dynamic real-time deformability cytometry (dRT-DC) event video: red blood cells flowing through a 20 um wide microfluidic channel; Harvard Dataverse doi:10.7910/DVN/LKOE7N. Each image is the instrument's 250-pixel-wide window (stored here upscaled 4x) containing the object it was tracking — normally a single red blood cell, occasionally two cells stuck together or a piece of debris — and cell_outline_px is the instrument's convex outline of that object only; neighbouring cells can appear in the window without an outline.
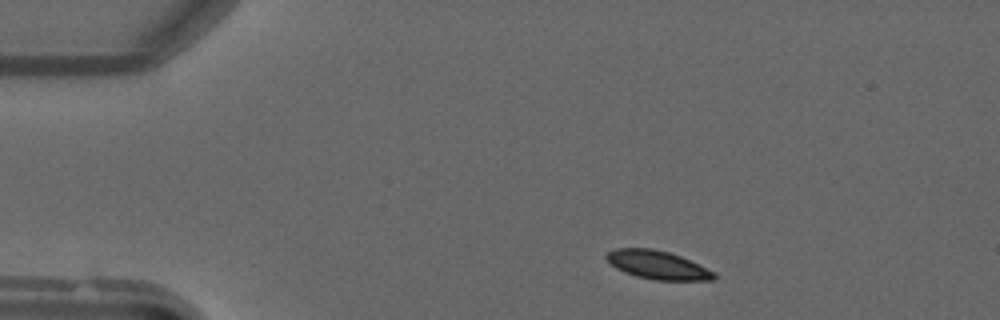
{"species": "common noctule bat (a hibernating species)", "species_latin": "Nyctalus noctula", "temperature_condition": "warm", "stored_images_in_passage": 42, "camera_frame_rate_fps": 3000, "um_per_image_px": 0.085, "animal": {"sex": "male", "forearm_length_mm": 52.5}, "frame": {"image": 1, "passage_image": 1, "time_ms": 0.0, "image_size_px": [1000, 320], "cell_outline_px": [[716, 280], [652, 280], [636, 276], [624, 272], [616, 268], [604, 256], [608, 252], [616, 248], [652, 248], [668, 252], [680, 256], [716, 272]], "centroid_in_image_um": [55.9, 22.52], "position_along_channel_um": 29.1, "area_um2": 17.8}}
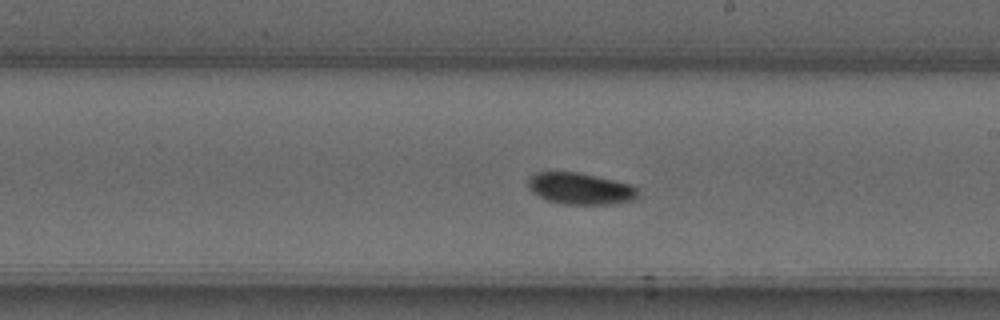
{"frame": {"image": 2, "passage_image": 21, "time_ms": 6.667, "image_size_px": [1000, 320], "cell_outline_px": [[640, 196], [636, 200], [612, 204], [564, 204], [548, 200], [532, 192], [528, 184], [528, 176], [536, 172], [580, 172], [632, 184], [636, 188]], "centroid_in_image_um": [49.37, 16.02], "position_along_channel_um": 239.6, "area_um2": 20.4}}
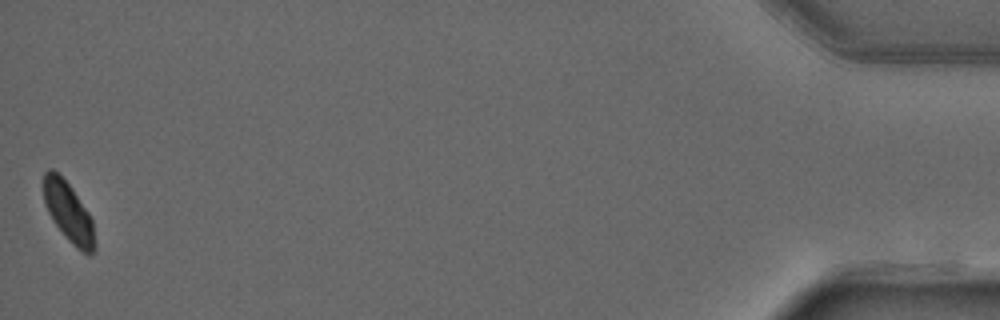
{"frame": {"image": 3, "passage_image": 42, "time_ms": 13.667, "image_size_px": [1000, 320], "cell_outline_px": [[96, 248], [88, 256], [80, 252], [68, 240], [52, 220], [44, 204], [44, 172], [48, 168], [52, 168], [72, 188], [88, 212], [92, 220], [96, 244]], "centroid_in_image_um": [5.83, 18.08], "position_along_channel_um": 429.4, "area_um2": 17.86}}